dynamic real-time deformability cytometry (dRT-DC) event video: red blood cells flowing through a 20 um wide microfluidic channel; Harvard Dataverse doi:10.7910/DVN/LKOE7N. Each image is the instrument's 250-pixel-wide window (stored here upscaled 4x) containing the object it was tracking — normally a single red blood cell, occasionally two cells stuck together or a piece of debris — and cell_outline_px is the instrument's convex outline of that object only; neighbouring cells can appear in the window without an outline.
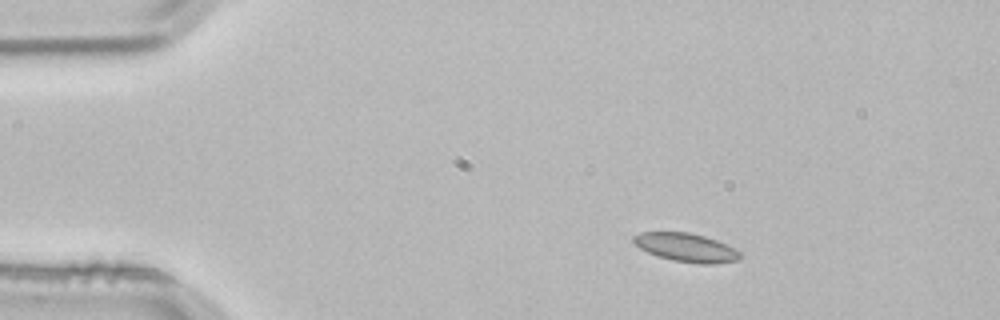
{"species": "common noctule bat (a hibernating species)", "species_latin": "Nyctalus noctula", "temperature_condition": "room temperature", "stored_images_in_passage": 2, "camera_frame_rate_fps": 3000, "um_per_image_px": 0.085, "animal": {"sex": "male", "body_mass_g": 21.5, "forearm_length_mm": 52.0}, "frame": {"image": 1, "passage_image": 1, "time_ms": 0.0, "image_size_px": [1000, 320], "cell_outline_px": [[744, 256], [736, 260], [716, 264], [700, 264], [672, 260], [656, 256], [640, 248], [632, 240], [632, 236], [640, 232], [688, 232], [704, 236], [716, 240], [740, 252]], "centroid_in_image_um": [58.3, 21.04], "position_along_channel_um": 26.7, "area_um2": 17.69}}